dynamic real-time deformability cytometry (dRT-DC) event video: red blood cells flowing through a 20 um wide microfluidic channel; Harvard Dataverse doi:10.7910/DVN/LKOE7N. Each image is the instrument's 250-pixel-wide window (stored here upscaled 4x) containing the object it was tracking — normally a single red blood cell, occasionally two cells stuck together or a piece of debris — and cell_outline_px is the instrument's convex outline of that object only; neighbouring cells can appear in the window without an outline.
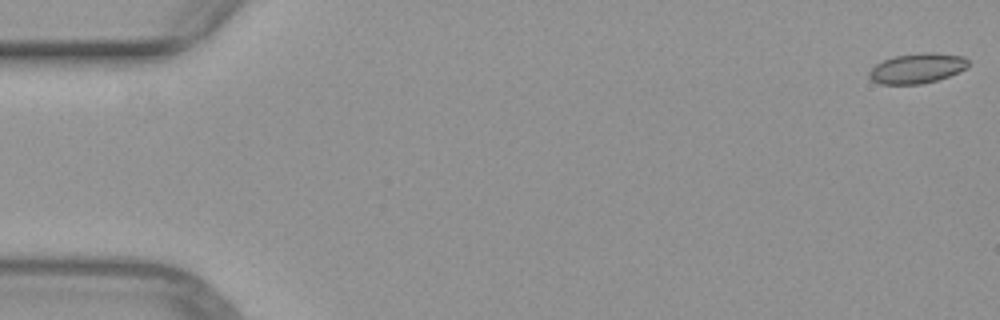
{"species": "common noctule bat (a hibernating species)", "species_latin": "Nyctalus noctula", "temperature_condition": "warm", "stored_images_in_passage": 51, "camera_frame_rate_fps": 3000, "um_per_image_px": 0.085, "animal": {"sex": "female", "body_mass_g": 29.2, "forearm_length_mm": 56.3}, "frame": {"image": 1, "passage_image": 1, "time_ms": 0.0, "image_size_px": [1000, 320], "cell_outline_px": [[968, 64], [964, 68], [948, 76], [936, 80], [920, 84], [880, 84], [872, 80], [868, 76], [868, 72], [876, 64], [884, 60], [896, 56], [920, 52], [936, 52], [964, 56], [968, 60]], "centroid_in_image_um": [77.93, 5.79], "position_along_channel_um": 7.1, "area_um2": 17.22}}
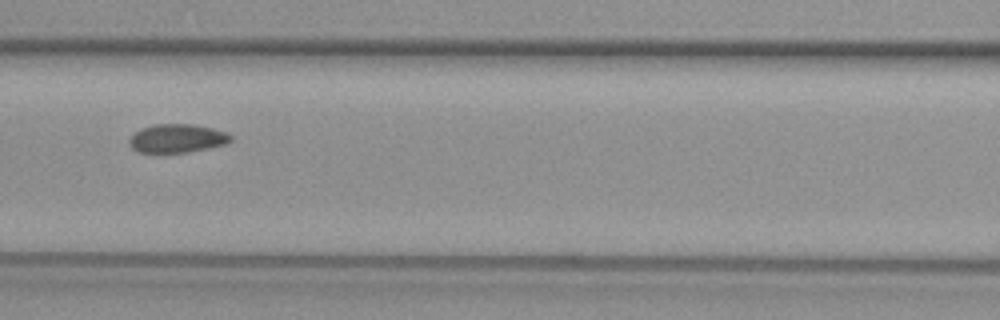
{"frame": {"image": 2, "passage_image": 23, "time_ms": 7.333, "image_size_px": [1000, 320], "cell_outline_px": [[232, 140], [228, 144], [188, 152], [140, 152], [132, 148], [128, 144], [128, 140], [140, 128], [152, 124], [192, 124], [212, 128], [228, 132], [232, 136]], "centroid_in_image_um": [15.08, 11.75], "position_along_channel_um": 151.5, "area_um2": 16.99}}
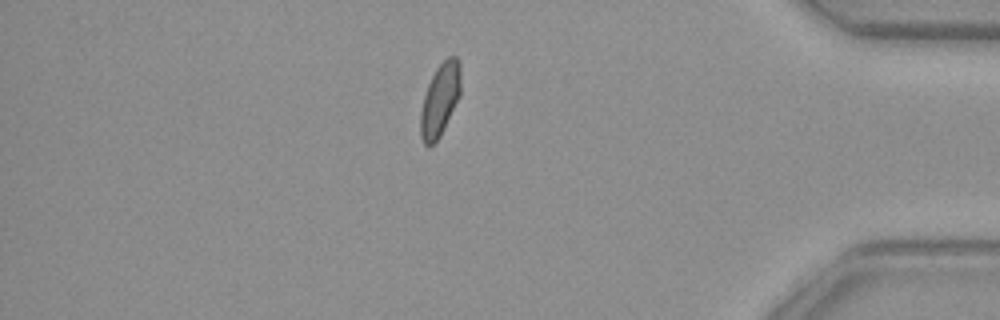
{"frame": {"image": 3, "passage_image": 44, "time_ms": 14.333, "image_size_px": [1000, 320], "cell_outline_px": [[460, 96], [440, 136], [428, 148], [424, 144], [420, 136], [420, 112], [424, 96], [428, 84], [436, 68], [448, 56], [456, 56], [460, 60]], "centroid_in_image_um": [37.4, 8.47], "position_along_channel_um": 397.8, "area_um2": 17.05}}